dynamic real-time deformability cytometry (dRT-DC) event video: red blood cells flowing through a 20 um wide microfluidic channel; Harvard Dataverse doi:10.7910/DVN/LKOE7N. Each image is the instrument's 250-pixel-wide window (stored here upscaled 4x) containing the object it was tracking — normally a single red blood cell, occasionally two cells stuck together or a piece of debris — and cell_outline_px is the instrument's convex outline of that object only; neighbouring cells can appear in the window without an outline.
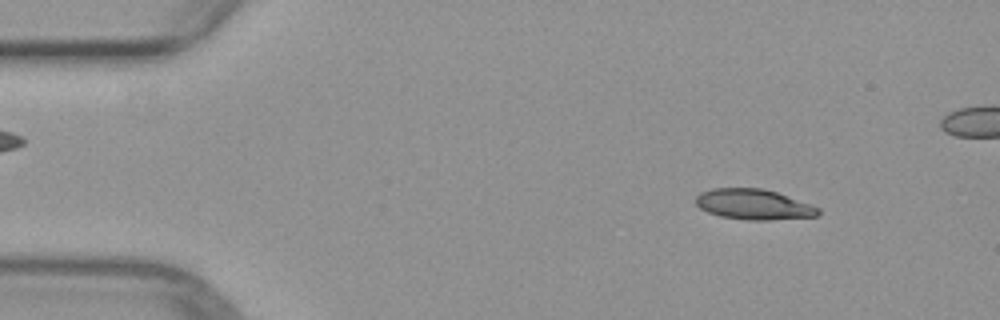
{"species": "common noctule bat (a hibernating species)", "species_latin": "Nyctalus noctula", "temperature_condition": "warm", "stored_images_in_passage": 46, "camera_frame_rate_fps": 3000, "um_per_image_px": 0.085, "animal": {"sex": "female", "body_mass_g": 29.2, "forearm_length_mm": 56.3}, "frame": {"image": 1, "passage_image": 6, "time_ms": 1.667, "image_size_px": [1000, 320], "cell_outline_px": [[820, 212], [816, 216], [768, 220], [744, 220], [720, 216], [708, 212], [700, 208], [696, 204], [696, 196], [700, 192], [712, 188], [764, 188], [776, 192], [820, 208]], "centroid_in_image_um": [64.02, 17.37], "position_along_channel_um": 21.0, "area_um2": 21.62}}
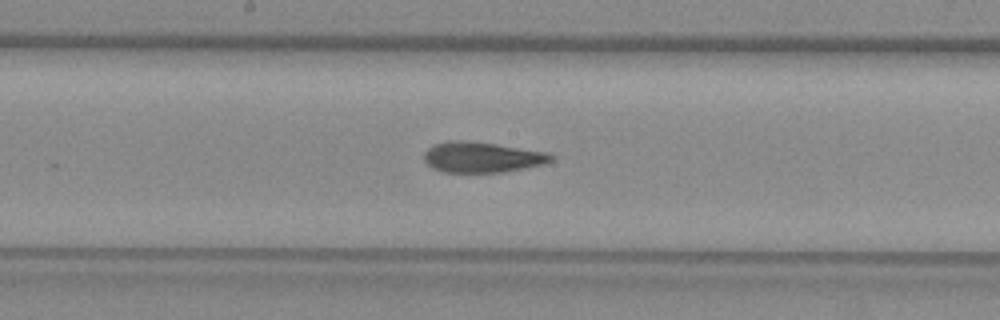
{"frame": {"image": 2, "passage_image": 26, "time_ms": 8.333, "image_size_px": [1000, 320], "cell_outline_px": [[556, 156], [552, 160], [544, 164], [504, 172], [444, 172], [432, 168], [424, 160], [424, 152], [432, 144], [448, 140], [464, 140], [496, 144], [548, 152]], "centroid_in_image_um": [40.96, 13.35], "position_along_channel_um": 207.2, "area_um2": 22.77}}
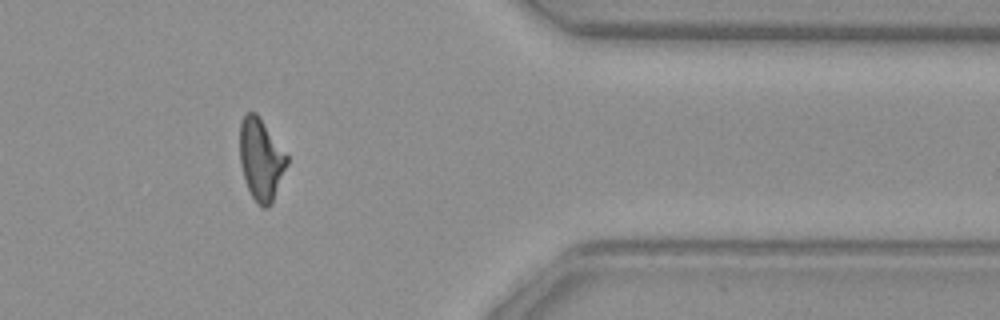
{"frame": {"image": 3, "passage_image": 41, "time_ms": 13.333, "image_size_px": [1000, 320], "cell_outline_px": [[288, 164], [272, 204], [268, 208], [260, 208], [256, 204], [244, 180], [240, 164], [240, 120], [244, 112], [256, 112], [288, 156]], "centroid_in_image_um": [22.17, 13.57], "position_along_channel_um": 389.2, "area_um2": 22.77}}